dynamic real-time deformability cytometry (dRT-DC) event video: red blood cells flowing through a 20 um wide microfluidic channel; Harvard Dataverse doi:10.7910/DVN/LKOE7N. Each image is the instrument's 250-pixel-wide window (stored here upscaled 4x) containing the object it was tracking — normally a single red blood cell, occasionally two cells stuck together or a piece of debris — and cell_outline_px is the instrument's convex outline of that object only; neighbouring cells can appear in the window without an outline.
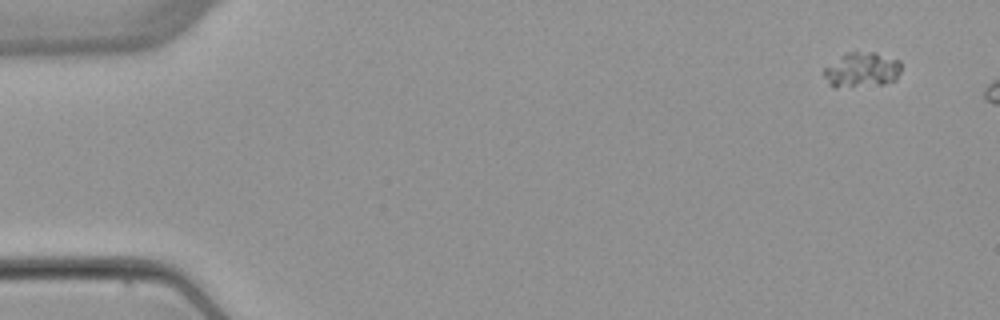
{"species": "common noctule bat (a hibernating species)", "species_latin": "Nyctalus noctula", "temperature_condition": "warm", "stored_images_in_passage": 3, "camera_frame_rate_fps": 3000, "um_per_image_px": 0.085, "animal": {"sex": "female", "body_mass_g": 22.7, "forearm_length_mm": 54.2}, "frame": {"image": 1, "passage_image": 1, "time_ms": 0.0, "image_size_px": [1000, 320], "cell_outline_px": [[900, 72], [896, 80], [884, 84], [836, 88], [832, 88], [828, 84], [824, 76], [824, 68], [840, 56], [848, 52], [876, 52], [900, 60]], "centroid_in_image_um": [73.25, 5.95], "position_along_channel_um": 11.7, "area_um2": 15.95}}